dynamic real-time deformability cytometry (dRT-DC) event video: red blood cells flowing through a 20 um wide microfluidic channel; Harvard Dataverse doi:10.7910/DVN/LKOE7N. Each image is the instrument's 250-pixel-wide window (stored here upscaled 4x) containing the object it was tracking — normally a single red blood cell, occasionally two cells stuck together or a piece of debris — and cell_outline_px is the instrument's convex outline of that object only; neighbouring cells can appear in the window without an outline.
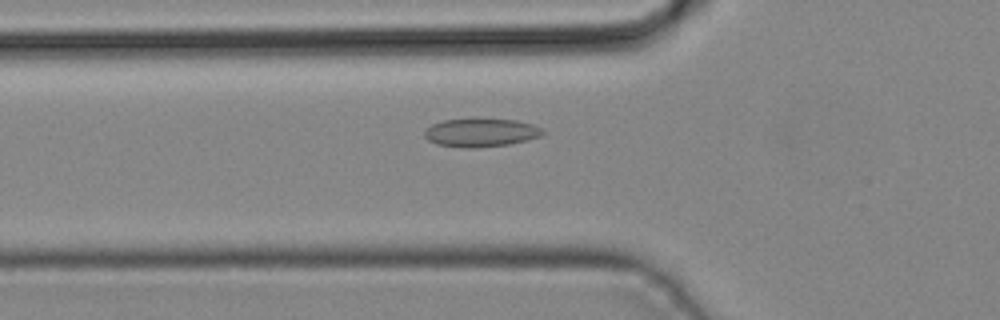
{"species": "common noctule bat (a hibernating species)", "species_latin": "Nyctalus noctula", "temperature_condition": "cold", "stored_images_in_passage": 43, "camera_frame_rate_fps": 3000, "um_per_image_px": 0.085, "animal": {"sex": "male", "body_mass_g": 19.2, "forearm_length_mm": 51.8}, "frame": {"image": 1, "passage_image": 15, "time_ms": 4.667, "image_size_px": [1000, 320], "cell_outline_px": [[544, 132], [540, 136], [528, 140], [508, 144], [476, 148], [460, 148], [436, 144], [428, 140], [424, 136], [424, 128], [432, 124], [444, 120], [472, 116], [476, 116], [516, 120], [532, 124], [540, 128]], "centroid_in_image_um": [40.81, 11.23], "position_along_channel_um": 85.0, "area_um2": 20.4}}
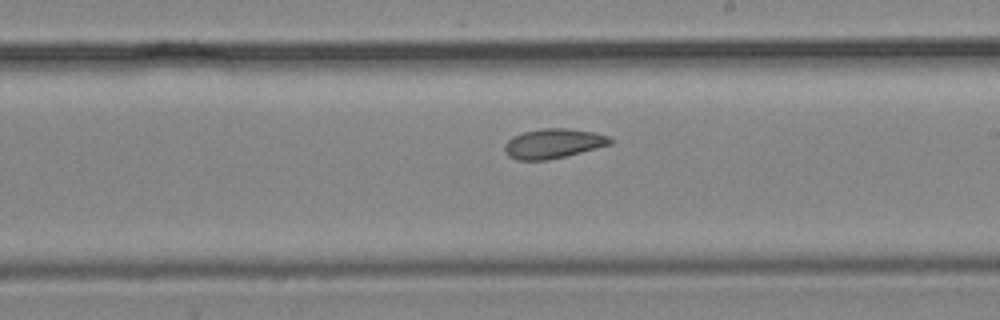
{"frame": {"image": 2, "passage_image": 25, "time_ms": 8.0, "image_size_px": [1000, 320], "cell_outline_px": [[612, 144], [548, 160], [516, 160], [508, 156], [504, 148], [504, 144], [512, 136], [524, 132], [544, 128], [568, 128], [592, 132], [608, 136], [612, 140]], "centroid_in_image_um": [46.99, 12.2], "position_along_channel_um": 242.0, "area_um2": 18.09}}
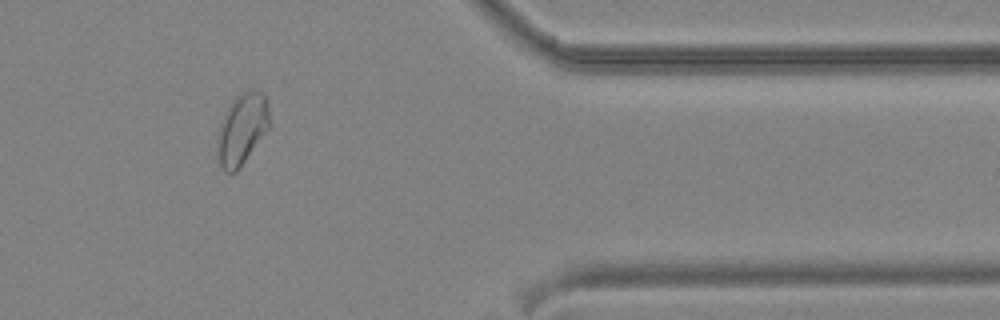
{"frame": {"image": 3, "passage_image": 36, "time_ms": 11.667, "image_size_px": [1000, 320], "cell_outline_px": [[272, 124], [236, 172], [224, 172], [220, 164], [220, 128], [224, 116], [232, 100], [240, 92], [260, 92], [268, 100]], "centroid_in_image_um": [20.66, 10.94], "position_along_channel_um": 390.7, "area_um2": 20.87}}